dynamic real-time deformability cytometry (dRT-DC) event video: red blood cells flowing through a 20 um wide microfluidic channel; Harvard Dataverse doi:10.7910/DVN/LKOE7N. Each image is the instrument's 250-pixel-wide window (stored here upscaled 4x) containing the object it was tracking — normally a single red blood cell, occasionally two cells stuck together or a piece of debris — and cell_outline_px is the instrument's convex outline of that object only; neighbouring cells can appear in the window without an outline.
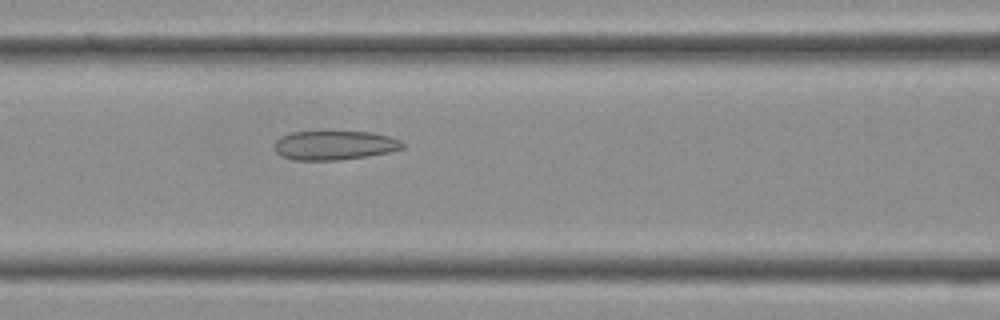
{"species": "Egyptian fruit bat (a non-hibernating species)", "species_latin": "Rousettus aegyptiacus", "temperature_condition": "cold", "stored_images_in_passage": 39, "camera_frame_rate_fps": 3000, "um_per_image_px": 0.085, "frame": {"image": 1, "passage_image": 16, "time_ms": 5.0, "image_size_px": [1000, 320], "cell_outline_px": [[408, 144], [404, 148], [388, 152], [368, 156], [340, 160], [296, 160], [280, 156], [276, 152], [276, 140], [280, 136], [292, 132], [328, 128], [372, 132], [388, 136], [400, 140]], "centroid_in_image_um": [28.45, 12.29], "position_along_channel_um": 138.2, "area_um2": 22.95}}
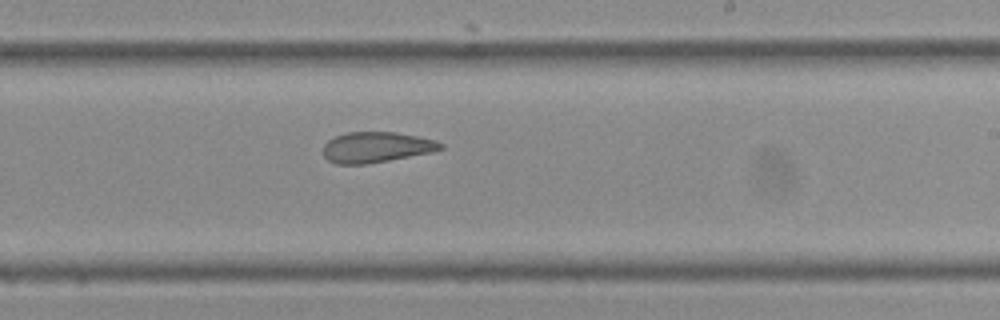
{"frame": {"image": 2, "passage_image": 23, "time_ms": 7.333, "image_size_px": [1000, 320], "cell_outline_px": [[444, 148], [432, 152], [368, 164], [336, 164], [328, 160], [324, 156], [324, 144], [328, 140], [336, 136], [348, 132], [396, 132], [436, 140], [444, 144]], "centroid_in_image_um": [32.0, 12.51], "position_along_channel_um": 257.0, "area_um2": 20.92}}
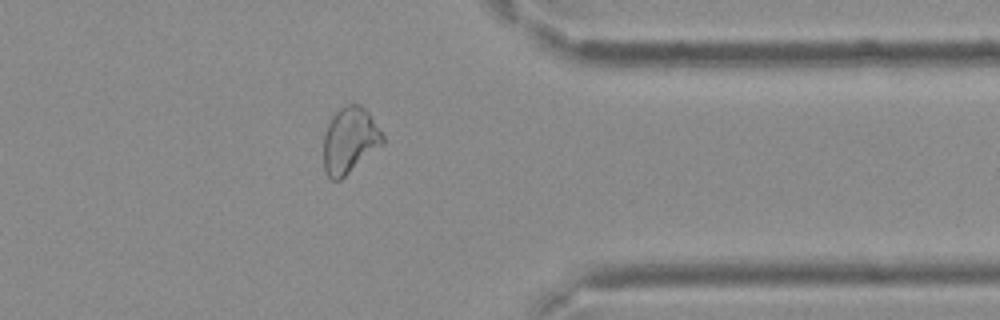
{"frame": {"image": 3, "passage_image": 31, "time_ms": 10.0, "image_size_px": [1000, 320], "cell_outline_px": [[384, 144], [340, 180], [332, 180], [324, 172], [324, 132], [332, 116], [340, 108], [348, 104], [360, 104], [368, 112], [384, 136]], "centroid_in_image_um": [29.72, 11.94], "position_along_channel_um": 381.7, "area_um2": 22.72}}